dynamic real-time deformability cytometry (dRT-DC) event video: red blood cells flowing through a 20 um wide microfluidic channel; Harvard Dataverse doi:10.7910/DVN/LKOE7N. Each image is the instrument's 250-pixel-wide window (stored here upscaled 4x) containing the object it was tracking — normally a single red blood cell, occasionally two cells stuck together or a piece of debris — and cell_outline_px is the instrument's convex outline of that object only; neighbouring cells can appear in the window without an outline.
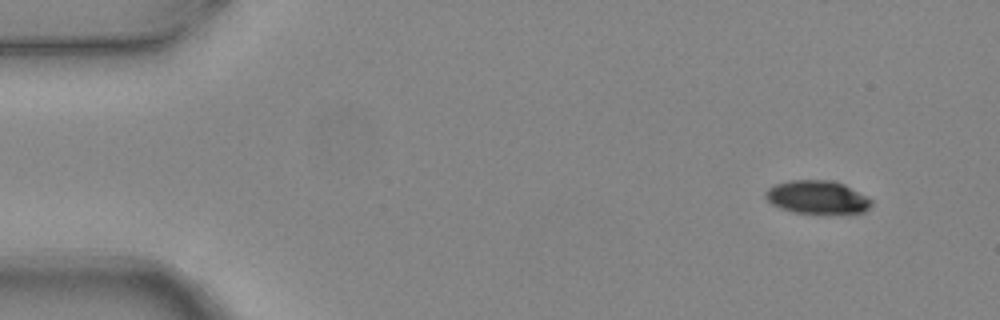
{"species": "common noctule bat (a hibernating species)", "species_latin": "Nyctalus noctula", "temperature_condition": "warm", "stored_images_in_passage": 2, "camera_frame_rate_fps": 3000, "um_per_image_px": 0.085, "animal": {"sex": "female", "body_mass_g": 24.6, "forearm_length_mm": 56.2}, "frame": {"image": 1, "passage_image": 2, "time_ms": 0.333, "image_size_px": [1000, 320], "cell_outline_px": [[872, 204], [864, 212], [792, 212], [780, 208], [772, 204], [764, 196], [764, 192], [768, 188], [776, 184], [788, 180], [832, 180], [844, 184], [872, 200]], "centroid_in_image_um": [69.42, 16.74], "position_along_channel_um": 15.6, "area_um2": 20.11}}